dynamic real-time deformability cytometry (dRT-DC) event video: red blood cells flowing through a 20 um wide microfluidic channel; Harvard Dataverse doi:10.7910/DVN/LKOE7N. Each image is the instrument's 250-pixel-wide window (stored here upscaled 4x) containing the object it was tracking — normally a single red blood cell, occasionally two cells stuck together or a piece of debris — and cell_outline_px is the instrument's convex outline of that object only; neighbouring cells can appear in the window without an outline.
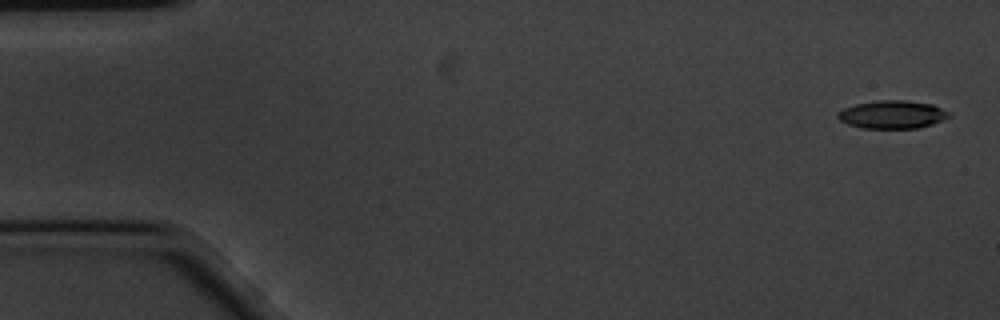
{"species": "common noctule bat (a hibernating species)", "species_latin": "Nyctalus noctula", "temperature_condition": "cold", "stored_images_in_passage": 5, "camera_frame_rate_fps": 3000, "um_per_image_px": 0.085, "animal": {"sex": "male", "body_mass_g": 20.1, "forearm_length_mm": 53.5}, "frame": {"image": 1, "passage_image": 1, "time_ms": 0.0, "image_size_px": [1000, 320], "cell_outline_px": [[952, 116], [932, 124], [916, 128], [864, 128], [848, 124], [840, 120], [836, 116], [844, 108], [856, 104], [880, 100], [904, 100], [932, 104], [952, 112]], "centroid_in_image_um": [75.9, 9.73], "position_along_channel_um": 9.1, "area_um2": 18.09}}
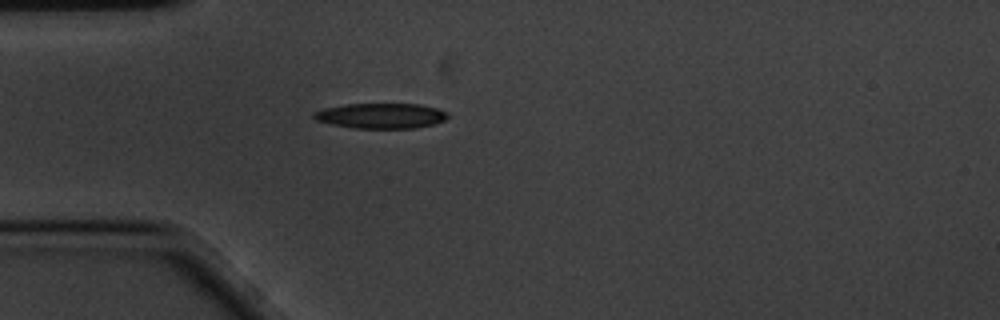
{"frame": {"image": 2, "passage_image": 5, "time_ms": 1.333, "image_size_px": [1000, 320], "cell_outline_px": [[448, 116], [444, 120], [432, 124], [416, 128], [352, 128], [332, 124], [316, 120], [312, 116], [312, 112], [324, 108], [348, 104], [420, 104], [436, 108], [448, 112]], "centroid_in_image_um": [32.37, 9.84], "position_along_channel_um": 52.6, "area_um2": 19.65}}